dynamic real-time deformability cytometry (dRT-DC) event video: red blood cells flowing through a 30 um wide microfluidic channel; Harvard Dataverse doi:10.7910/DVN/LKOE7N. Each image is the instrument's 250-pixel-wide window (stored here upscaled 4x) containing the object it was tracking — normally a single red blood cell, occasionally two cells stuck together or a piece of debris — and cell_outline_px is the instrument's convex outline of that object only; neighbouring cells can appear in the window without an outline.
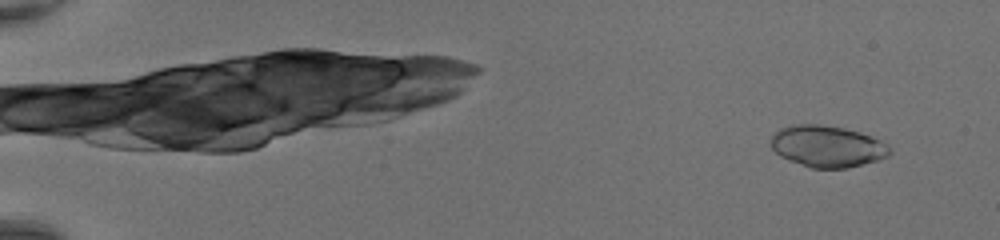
{"species": "common noctule bat (a hibernating species)", "species_latin": "Nyctalus noctula", "temperature_condition": "room temperature", "stored_images_in_passage": 48, "camera_frame_rate_fps": 3000, "um_per_image_px": 0.085, "animal": {"sex": "female", "body_mass_g": 20.0, "forearm_length_mm": 54.0}, "frame": {"image": 1, "passage_image": 3, "time_ms": 0.667, "image_size_px": [1000, 240], "cell_outline_px": [[892, 152], [888, 156], [876, 160], [848, 168], [812, 168], [788, 160], [780, 156], [772, 148], [772, 136], [780, 128], [792, 124], [820, 124], [844, 128], [860, 132], [872, 136], [888, 144], [892, 148]], "centroid_in_image_um": [70.34, 12.43], "position_along_channel_um": 14.7, "area_um2": 28.84}}
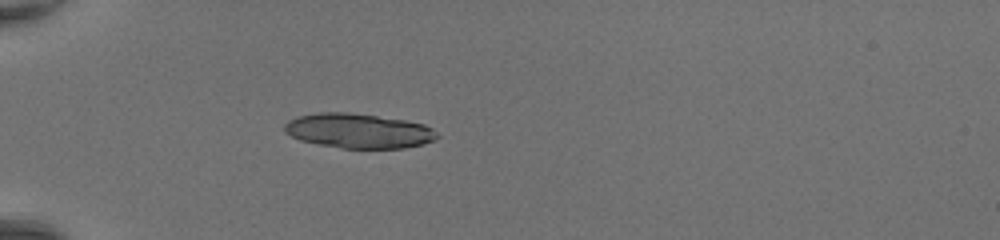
{"frame": {"image": 2, "passage_image": 16, "time_ms": 5.0, "image_size_px": [1000, 240], "cell_outline_px": [[440, 136], [424, 144], [404, 148], [344, 148], [320, 144], [300, 140], [284, 132], [284, 124], [288, 120], [296, 116], [320, 112], [348, 112], [404, 120], [424, 124], [432, 128]], "centroid_in_image_um": [30.46, 11.12], "position_along_channel_um": 54.5, "area_um2": 30.75}}
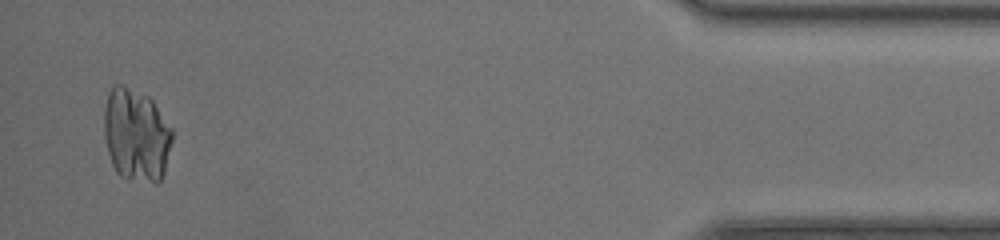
{"frame": {"image": 3, "passage_image": 47, "time_ms": 15.333, "image_size_px": [1000, 240], "cell_outline_px": [[172, 140], [164, 172], [160, 180], [156, 184], [128, 180], [120, 176], [116, 172], [112, 164], [108, 152], [104, 136], [104, 108], [108, 92], [112, 84], [120, 84], [148, 96], [152, 100], [172, 128]], "centroid_in_image_um": [11.56, 11.49], "position_along_channel_um": 423.6, "area_um2": 37.28}}